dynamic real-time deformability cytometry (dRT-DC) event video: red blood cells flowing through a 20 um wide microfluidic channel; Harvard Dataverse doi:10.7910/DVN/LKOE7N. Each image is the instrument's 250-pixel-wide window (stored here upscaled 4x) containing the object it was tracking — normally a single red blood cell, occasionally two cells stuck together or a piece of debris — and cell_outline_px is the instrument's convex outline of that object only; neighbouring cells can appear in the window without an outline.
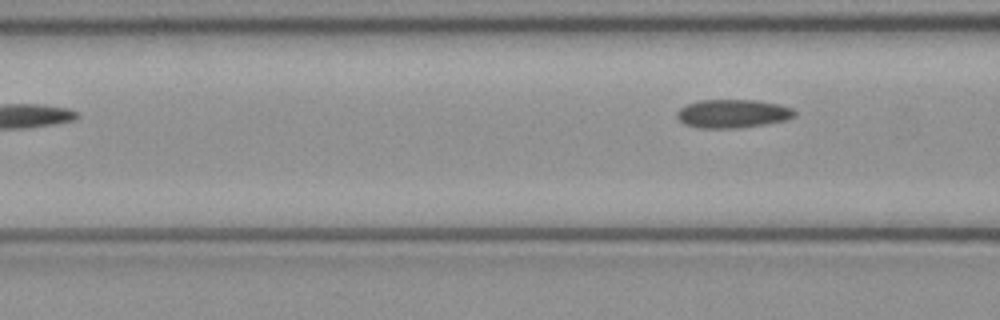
{"species": "common noctule bat (a hibernating species)", "species_latin": "Nyctalus noctula", "temperature_condition": "cold", "stored_images_in_passage": 5, "camera_frame_rate_fps": 3000, "um_per_image_px": 0.085, "animal": {"sex": "female", "body_mass_g": 21.9}, "frame": {"image": 1, "passage_image": 5, "time_ms": 1.333, "image_size_px": [1000, 320], "cell_outline_px": [[796, 116], [784, 120], [764, 124], [740, 128], [696, 128], [684, 124], [676, 116], [676, 112], [680, 108], [688, 104], [700, 100], [756, 100], [780, 104], [792, 108], [796, 112]], "centroid_in_image_um": [62.27, 9.66], "position_along_channel_um": 104.3, "area_um2": 19.59}}